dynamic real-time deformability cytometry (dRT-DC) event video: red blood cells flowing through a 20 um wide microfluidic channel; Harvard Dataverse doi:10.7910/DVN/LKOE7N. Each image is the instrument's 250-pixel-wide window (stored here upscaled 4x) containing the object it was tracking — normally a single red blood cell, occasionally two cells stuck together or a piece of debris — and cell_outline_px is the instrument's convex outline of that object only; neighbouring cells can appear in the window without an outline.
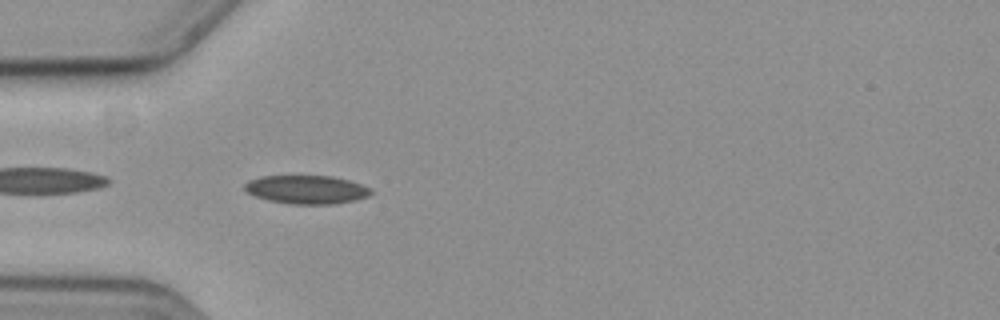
{"species": "common noctule bat (a hibernating species)", "species_latin": "Nyctalus noctula", "temperature_condition": "cold", "stored_images_in_passage": 41, "camera_frame_rate_fps": 3000, "um_per_image_px": 0.085, "animal": {"sex": "female", "body_mass_g": 19.3, "forearm_length_mm": 54.1}, "frame": {"image": 1, "passage_image": 1, "time_ms": 0.0, "image_size_px": [1000, 320], "cell_outline_px": [[372, 192], [368, 196], [336, 204], [288, 204], [268, 200], [244, 192], [244, 184], [248, 180], [260, 176], [332, 176], [348, 180], [360, 184], [368, 188]], "centroid_in_image_um": [25.98, 16.11], "position_along_channel_um": 59.0, "area_um2": 20.92}}
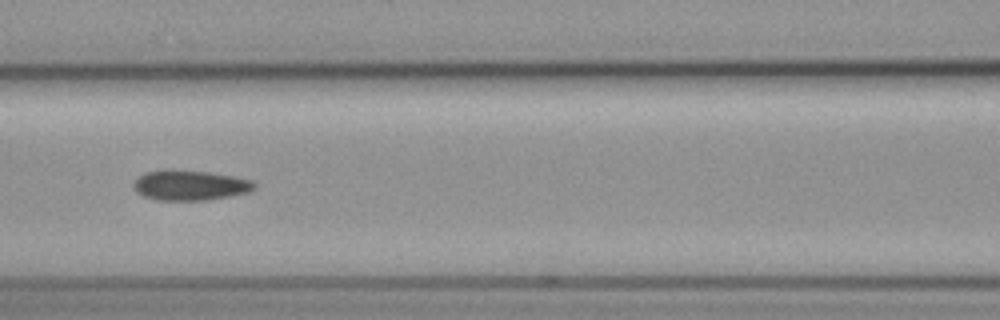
{"frame": {"image": 2, "passage_image": 9, "time_ms": 2.667, "image_size_px": [1000, 320], "cell_outline_px": [[256, 188], [248, 192], [208, 200], [156, 200], [144, 196], [136, 192], [132, 184], [140, 176], [148, 172], [168, 168], [172, 168], [208, 172], [232, 176], [252, 180], [256, 184]], "centroid_in_image_um": [16.14, 15.73], "position_along_channel_um": 150.5, "area_um2": 21.33}}
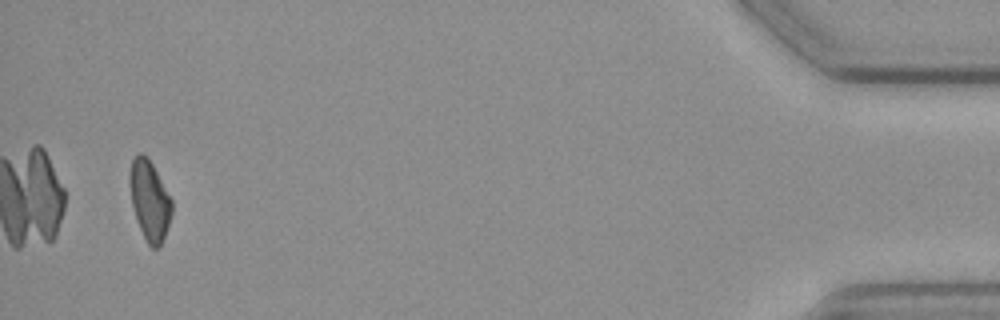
{"frame": {"image": 3, "passage_image": 39, "time_ms": 12.667, "image_size_px": [1000, 320], "cell_outline_px": [[172, 212], [160, 248], [152, 248], [148, 244], [136, 220], [132, 204], [128, 180], [132, 160], [140, 152], [152, 164], [172, 200]], "centroid_in_image_um": [12.7, 17.06], "position_along_channel_um": 422.5, "area_um2": 19.25}}